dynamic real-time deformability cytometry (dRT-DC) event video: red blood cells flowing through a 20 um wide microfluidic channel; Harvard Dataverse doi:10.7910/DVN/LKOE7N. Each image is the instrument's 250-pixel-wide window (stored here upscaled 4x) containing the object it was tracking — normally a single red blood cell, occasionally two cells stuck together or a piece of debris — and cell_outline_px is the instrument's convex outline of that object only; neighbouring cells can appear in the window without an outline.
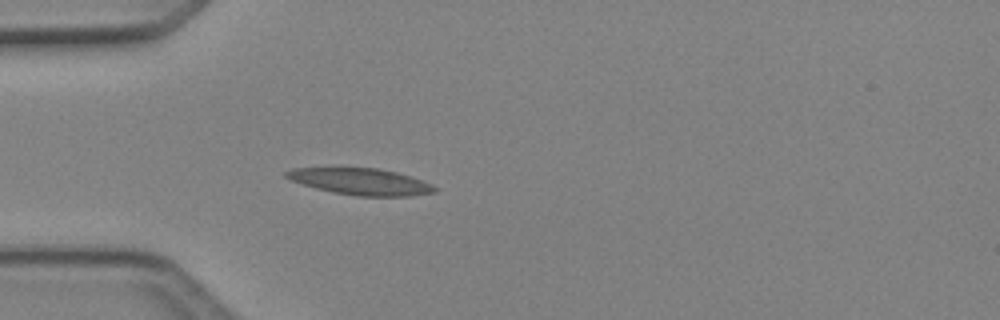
{"species": "Egyptian fruit bat (a non-hibernating species)", "species_latin": "Rousettus aegyptiacus", "temperature_condition": "cold", "stored_images_in_passage": 2, "camera_frame_rate_fps": 3000, "um_per_image_px": 0.085, "animal": {"sex": "female"}, "frame": {"image": 1, "passage_image": 2, "time_ms": 0.333, "image_size_px": [1000, 320], "cell_outline_px": [[436, 192], [408, 196], [356, 196], [332, 192], [316, 188], [292, 180], [284, 176], [284, 172], [292, 168], [376, 168], [396, 172], [432, 184], [436, 188]], "centroid_in_image_um": [30.64, 15.44], "position_along_channel_um": 54.4, "area_um2": 22.66}}